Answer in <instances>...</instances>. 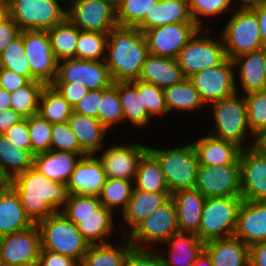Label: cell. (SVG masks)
Returning a JSON list of instances; mask_svg holds the SVG:
<instances>
[{
    "mask_svg": "<svg viewBox=\"0 0 266 266\" xmlns=\"http://www.w3.org/2000/svg\"><path fill=\"white\" fill-rule=\"evenodd\" d=\"M20 32L17 23L9 15L2 20L0 23V54Z\"/></svg>",
    "mask_w": 266,
    "mask_h": 266,
    "instance_id": "cell-59",
    "label": "cell"
},
{
    "mask_svg": "<svg viewBox=\"0 0 266 266\" xmlns=\"http://www.w3.org/2000/svg\"><path fill=\"white\" fill-rule=\"evenodd\" d=\"M37 225L41 235V249L69 256L81 263L90 244L62 212H54Z\"/></svg>",
    "mask_w": 266,
    "mask_h": 266,
    "instance_id": "cell-3",
    "label": "cell"
},
{
    "mask_svg": "<svg viewBox=\"0 0 266 266\" xmlns=\"http://www.w3.org/2000/svg\"><path fill=\"white\" fill-rule=\"evenodd\" d=\"M264 77H265V80H266V48H265V60H264Z\"/></svg>",
    "mask_w": 266,
    "mask_h": 266,
    "instance_id": "cell-70",
    "label": "cell"
},
{
    "mask_svg": "<svg viewBox=\"0 0 266 266\" xmlns=\"http://www.w3.org/2000/svg\"><path fill=\"white\" fill-rule=\"evenodd\" d=\"M51 150L68 151L80 154L82 157L88 155L80 146L76 135L73 133L68 122L52 124Z\"/></svg>",
    "mask_w": 266,
    "mask_h": 266,
    "instance_id": "cell-49",
    "label": "cell"
},
{
    "mask_svg": "<svg viewBox=\"0 0 266 266\" xmlns=\"http://www.w3.org/2000/svg\"><path fill=\"white\" fill-rule=\"evenodd\" d=\"M250 266H266V242H257L250 246Z\"/></svg>",
    "mask_w": 266,
    "mask_h": 266,
    "instance_id": "cell-60",
    "label": "cell"
},
{
    "mask_svg": "<svg viewBox=\"0 0 266 266\" xmlns=\"http://www.w3.org/2000/svg\"><path fill=\"white\" fill-rule=\"evenodd\" d=\"M11 93L7 90L0 88V110L5 111L11 108L10 101Z\"/></svg>",
    "mask_w": 266,
    "mask_h": 266,
    "instance_id": "cell-63",
    "label": "cell"
},
{
    "mask_svg": "<svg viewBox=\"0 0 266 266\" xmlns=\"http://www.w3.org/2000/svg\"><path fill=\"white\" fill-rule=\"evenodd\" d=\"M28 82L29 80L26 77L20 76L12 70L0 68V88L11 93L23 87Z\"/></svg>",
    "mask_w": 266,
    "mask_h": 266,
    "instance_id": "cell-58",
    "label": "cell"
},
{
    "mask_svg": "<svg viewBox=\"0 0 266 266\" xmlns=\"http://www.w3.org/2000/svg\"><path fill=\"white\" fill-rule=\"evenodd\" d=\"M34 223L26 215L18 193L7 183L0 188V234L8 235L29 228Z\"/></svg>",
    "mask_w": 266,
    "mask_h": 266,
    "instance_id": "cell-25",
    "label": "cell"
},
{
    "mask_svg": "<svg viewBox=\"0 0 266 266\" xmlns=\"http://www.w3.org/2000/svg\"><path fill=\"white\" fill-rule=\"evenodd\" d=\"M204 251L213 266H250V246L235 236L205 242Z\"/></svg>",
    "mask_w": 266,
    "mask_h": 266,
    "instance_id": "cell-24",
    "label": "cell"
},
{
    "mask_svg": "<svg viewBox=\"0 0 266 266\" xmlns=\"http://www.w3.org/2000/svg\"><path fill=\"white\" fill-rule=\"evenodd\" d=\"M194 188L205 198L241 196L240 164L199 166Z\"/></svg>",
    "mask_w": 266,
    "mask_h": 266,
    "instance_id": "cell-16",
    "label": "cell"
},
{
    "mask_svg": "<svg viewBox=\"0 0 266 266\" xmlns=\"http://www.w3.org/2000/svg\"><path fill=\"white\" fill-rule=\"evenodd\" d=\"M110 2H112L115 6H117L121 0H108Z\"/></svg>",
    "mask_w": 266,
    "mask_h": 266,
    "instance_id": "cell-72",
    "label": "cell"
},
{
    "mask_svg": "<svg viewBox=\"0 0 266 266\" xmlns=\"http://www.w3.org/2000/svg\"><path fill=\"white\" fill-rule=\"evenodd\" d=\"M192 266H213L208 254L203 250Z\"/></svg>",
    "mask_w": 266,
    "mask_h": 266,
    "instance_id": "cell-64",
    "label": "cell"
},
{
    "mask_svg": "<svg viewBox=\"0 0 266 266\" xmlns=\"http://www.w3.org/2000/svg\"><path fill=\"white\" fill-rule=\"evenodd\" d=\"M24 118L12 108L5 111L0 110V134L9 129L11 126L18 124Z\"/></svg>",
    "mask_w": 266,
    "mask_h": 266,
    "instance_id": "cell-61",
    "label": "cell"
},
{
    "mask_svg": "<svg viewBox=\"0 0 266 266\" xmlns=\"http://www.w3.org/2000/svg\"><path fill=\"white\" fill-rule=\"evenodd\" d=\"M34 156L32 150L18 148L0 134V172L8 182L16 175L33 168Z\"/></svg>",
    "mask_w": 266,
    "mask_h": 266,
    "instance_id": "cell-34",
    "label": "cell"
},
{
    "mask_svg": "<svg viewBox=\"0 0 266 266\" xmlns=\"http://www.w3.org/2000/svg\"><path fill=\"white\" fill-rule=\"evenodd\" d=\"M114 213L101 206L93 215L87 217H67L77 227L82 236L91 244H105L114 228Z\"/></svg>",
    "mask_w": 266,
    "mask_h": 266,
    "instance_id": "cell-33",
    "label": "cell"
},
{
    "mask_svg": "<svg viewBox=\"0 0 266 266\" xmlns=\"http://www.w3.org/2000/svg\"><path fill=\"white\" fill-rule=\"evenodd\" d=\"M241 196L206 198L196 233L202 242L234 236Z\"/></svg>",
    "mask_w": 266,
    "mask_h": 266,
    "instance_id": "cell-5",
    "label": "cell"
},
{
    "mask_svg": "<svg viewBox=\"0 0 266 266\" xmlns=\"http://www.w3.org/2000/svg\"><path fill=\"white\" fill-rule=\"evenodd\" d=\"M0 266H29V265H21V264H0Z\"/></svg>",
    "mask_w": 266,
    "mask_h": 266,
    "instance_id": "cell-71",
    "label": "cell"
},
{
    "mask_svg": "<svg viewBox=\"0 0 266 266\" xmlns=\"http://www.w3.org/2000/svg\"><path fill=\"white\" fill-rule=\"evenodd\" d=\"M45 84L38 80H31L23 87L11 92V108L23 118L38 113L39 99Z\"/></svg>",
    "mask_w": 266,
    "mask_h": 266,
    "instance_id": "cell-41",
    "label": "cell"
},
{
    "mask_svg": "<svg viewBox=\"0 0 266 266\" xmlns=\"http://www.w3.org/2000/svg\"><path fill=\"white\" fill-rule=\"evenodd\" d=\"M0 7H8V0H0Z\"/></svg>",
    "mask_w": 266,
    "mask_h": 266,
    "instance_id": "cell-68",
    "label": "cell"
},
{
    "mask_svg": "<svg viewBox=\"0 0 266 266\" xmlns=\"http://www.w3.org/2000/svg\"><path fill=\"white\" fill-rule=\"evenodd\" d=\"M102 163L95 155L83 156L67 183L68 191L73 195L98 196L106 182Z\"/></svg>",
    "mask_w": 266,
    "mask_h": 266,
    "instance_id": "cell-21",
    "label": "cell"
},
{
    "mask_svg": "<svg viewBox=\"0 0 266 266\" xmlns=\"http://www.w3.org/2000/svg\"><path fill=\"white\" fill-rule=\"evenodd\" d=\"M99 120L107 128L124 121V114L119 98V81L103 89L99 105Z\"/></svg>",
    "mask_w": 266,
    "mask_h": 266,
    "instance_id": "cell-46",
    "label": "cell"
},
{
    "mask_svg": "<svg viewBox=\"0 0 266 266\" xmlns=\"http://www.w3.org/2000/svg\"><path fill=\"white\" fill-rule=\"evenodd\" d=\"M0 183H1L2 185H5V184L8 183V181L2 176L1 172H0Z\"/></svg>",
    "mask_w": 266,
    "mask_h": 266,
    "instance_id": "cell-69",
    "label": "cell"
},
{
    "mask_svg": "<svg viewBox=\"0 0 266 266\" xmlns=\"http://www.w3.org/2000/svg\"><path fill=\"white\" fill-rule=\"evenodd\" d=\"M170 197L169 192L151 193L134 188L122 214L123 221L130 226V232Z\"/></svg>",
    "mask_w": 266,
    "mask_h": 266,
    "instance_id": "cell-32",
    "label": "cell"
},
{
    "mask_svg": "<svg viewBox=\"0 0 266 266\" xmlns=\"http://www.w3.org/2000/svg\"><path fill=\"white\" fill-rule=\"evenodd\" d=\"M249 8L257 17L262 44L266 48V2L252 5Z\"/></svg>",
    "mask_w": 266,
    "mask_h": 266,
    "instance_id": "cell-62",
    "label": "cell"
},
{
    "mask_svg": "<svg viewBox=\"0 0 266 266\" xmlns=\"http://www.w3.org/2000/svg\"><path fill=\"white\" fill-rule=\"evenodd\" d=\"M30 266H40V264L36 263V264L30 265Z\"/></svg>",
    "mask_w": 266,
    "mask_h": 266,
    "instance_id": "cell-74",
    "label": "cell"
},
{
    "mask_svg": "<svg viewBox=\"0 0 266 266\" xmlns=\"http://www.w3.org/2000/svg\"><path fill=\"white\" fill-rule=\"evenodd\" d=\"M8 16V7H0V23Z\"/></svg>",
    "mask_w": 266,
    "mask_h": 266,
    "instance_id": "cell-67",
    "label": "cell"
},
{
    "mask_svg": "<svg viewBox=\"0 0 266 266\" xmlns=\"http://www.w3.org/2000/svg\"><path fill=\"white\" fill-rule=\"evenodd\" d=\"M159 0H121L116 6L119 26L137 27Z\"/></svg>",
    "mask_w": 266,
    "mask_h": 266,
    "instance_id": "cell-47",
    "label": "cell"
},
{
    "mask_svg": "<svg viewBox=\"0 0 266 266\" xmlns=\"http://www.w3.org/2000/svg\"><path fill=\"white\" fill-rule=\"evenodd\" d=\"M73 107L51 84L45 85L39 99L38 113L52 124L68 122Z\"/></svg>",
    "mask_w": 266,
    "mask_h": 266,
    "instance_id": "cell-37",
    "label": "cell"
},
{
    "mask_svg": "<svg viewBox=\"0 0 266 266\" xmlns=\"http://www.w3.org/2000/svg\"><path fill=\"white\" fill-rule=\"evenodd\" d=\"M122 266H163L159 252L149 249L132 248L126 255Z\"/></svg>",
    "mask_w": 266,
    "mask_h": 266,
    "instance_id": "cell-53",
    "label": "cell"
},
{
    "mask_svg": "<svg viewBox=\"0 0 266 266\" xmlns=\"http://www.w3.org/2000/svg\"><path fill=\"white\" fill-rule=\"evenodd\" d=\"M68 124L76 135L81 148L88 155H94L103 148L102 140L108 129L99 119L73 112Z\"/></svg>",
    "mask_w": 266,
    "mask_h": 266,
    "instance_id": "cell-31",
    "label": "cell"
},
{
    "mask_svg": "<svg viewBox=\"0 0 266 266\" xmlns=\"http://www.w3.org/2000/svg\"><path fill=\"white\" fill-rule=\"evenodd\" d=\"M40 251V230L37 223H34L27 229L3 236L0 264L30 266L38 263Z\"/></svg>",
    "mask_w": 266,
    "mask_h": 266,
    "instance_id": "cell-18",
    "label": "cell"
},
{
    "mask_svg": "<svg viewBox=\"0 0 266 266\" xmlns=\"http://www.w3.org/2000/svg\"><path fill=\"white\" fill-rule=\"evenodd\" d=\"M148 54L144 33L137 27H114L108 33L105 58L113 83L138 80Z\"/></svg>",
    "mask_w": 266,
    "mask_h": 266,
    "instance_id": "cell-2",
    "label": "cell"
},
{
    "mask_svg": "<svg viewBox=\"0 0 266 266\" xmlns=\"http://www.w3.org/2000/svg\"><path fill=\"white\" fill-rule=\"evenodd\" d=\"M257 145L266 152V133L258 139Z\"/></svg>",
    "mask_w": 266,
    "mask_h": 266,
    "instance_id": "cell-66",
    "label": "cell"
},
{
    "mask_svg": "<svg viewBox=\"0 0 266 266\" xmlns=\"http://www.w3.org/2000/svg\"><path fill=\"white\" fill-rule=\"evenodd\" d=\"M241 1V7H250L252 5L255 4H259V3H265L266 0H239V2Z\"/></svg>",
    "mask_w": 266,
    "mask_h": 266,
    "instance_id": "cell-65",
    "label": "cell"
},
{
    "mask_svg": "<svg viewBox=\"0 0 266 266\" xmlns=\"http://www.w3.org/2000/svg\"><path fill=\"white\" fill-rule=\"evenodd\" d=\"M31 150L34 154L51 150L52 123L42 118L39 114L27 118Z\"/></svg>",
    "mask_w": 266,
    "mask_h": 266,
    "instance_id": "cell-48",
    "label": "cell"
},
{
    "mask_svg": "<svg viewBox=\"0 0 266 266\" xmlns=\"http://www.w3.org/2000/svg\"><path fill=\"white\" fill-rule=\"evenodd\" d=\"M247 103L248 124L254 143L266 133V90L252 92L244 96Z\"/></svg>",
    "mask_w": 266,
    "mask_h": 266,
    "instance_id": "cell-45",
    "label": "cell"
},
{
    "mask_svg": "<svg viewBox=\"0 0 266 266\" xmlns=\"http://www.w3.org/2000/svg\"><path fill=\"white\" fill-rule=\"evenodd\" d=\"M232 1L234 0H188L191 16L200 28H203L199 19L201 15L210 17L229 12Z\"/></svg>",
    "mask_w": 266,
    "mask_h": 266,
    "instance_id": "cell-52",
    "label": "cell"
},
{
    "mask_svg": "<svg viewBox=\"0 0 266 266\" xmlns=\"http://www.w3.org/2000/svg\"><path fill=\"white\" fill-rule=\"evenodd\" d=\"M185 79L177 59L148 54L143 64L139 81L159 88L181 83Z\"/></svg>",
    "mask_w": 266,
    "mask_h": 266,
    "instance_id": "cell-23",
    "label": "cell"
},
{
    "mask_svg": "<svg viewBox=\"0 0 266 266\" xmlns=\"http://www.w3.org/2000/svg\"><path fill=\"white\" fill-rule=\"evenodd\" d=\"M54 82L81 83L89 91L106 89L113 83L105 60L77 58L58 61V72Z\"/></svg>",
    "mask_w": 266,
    "mask_h": 266,
    "instance_id": "cell-15",
    "label": "cell"
},
{
    "mask_svg": "<svg viewBox=\"0 0 266 266\" xmlns=\"http://www.w3.org/2000/svg\"><path fill=\"white\" fill-rule=\"evenodd\" d=\"M147 150L148 147L141 144H116L104 150L97 158L102 163L107 178L134 181L139 161Z\"/></svg>",
    "mask_w": 266,
    "mask_h": 266,
    "instance_id": "cell-19",
    "label": "cell"
},
{
    "mask_svg": "<svg viewBox=\"0 0 266 266\" xmlns=\"http://www.w3.org/2000/svg\"><path fill=\"white\" fill-rule=\"evenodd\" d=\"M257 144L242 149L239 157L243 200H266V152Z\"/></svg>",
    "mask_w": 266,
    "mask_h": 266,
    "instance_id": "cell-14",
    "label": "cell"
},
{
    "mask_svg": "<svg viewBox=\"0 0 266 266\" xmlns=\"http://www.w3.org/2000/svg\"><path fill=\"white\" fill-rule=\"evenodd\" d=\"M103 89L89 91L73 108V112L99 119Z\"/></svg>",
    "mask_w": 266,
    "mask_h": 266,
    "instance_id": "cell-54",
    "label": "cell"
},
{
    "mask_svg": "<svg viewBox=\"0 0 266 266\" xmlns=\"http://www.w3.org/2000/svg\"><path fill=\"white\" fill-rule=\"evenodd\" d=\"M234 236L249 246L266 242V200L242 201Z\"/></svg>",
    "mask_w": 266,
    "mask_h": 266,
    "instance_id": "cell-20",
    "label": "cell"
},
{
    "mask_svg": "<svg viewBox=\"0 0 266 266\" xmlns=\"http://www.w3.org/2000/svg\"><path fill=\"white\" fill-rule=\"evenodd\" d=\"M234 69L233 60L227 57L218 66L206 68L189 77L204 105L220 101L238 91Z\"/></svg>",
    "mask_w": 266,
    "mask_h": 266,
    "instance_id": "cell-13",
    "label": "cell"
},
{
    "mask_svg": "<svg viewBox=\"0 0 266 266\" xmlns=\"http://www.w3.org/2000/svg\"><path fill=\"white\" fill-rule=\"evenodd\" d=\"M222 38L230 59L264 48L257 17L249 7H240L234 12L222 31Z\"/></svg>",
    "mask_w": 266,
    "mask_h": 266,
    "instance_id": "cell-8",
    "label": "cell"
},
{
    "mask_svg": "<svg viewBox=\"0 0 266 266\" xmlns=\"http://www.w3.org/2000/svg\"><path fill=\"white\" fill-rule=\"evenodd\" d=\"M119 98L124 120H129L136 127L147 126L150 119L138 91V80L119 81Z\"/></svg>",
    "mask_w": 266,
    "mask_h": 266,
    "instance_id": "cell-35",
    "label": "cell"
},
{
    "mask_svg": "<svg viewBox=\"0 0 266 266\" xmlns=\"http://www.w3.org/2000/svg\"><path fill=\"white\" fill-rule=\"evenodd\" d=\"M3 135L6 136L16 147L31 150L27 118H24L18 124L11 126Z\"/></svg>",
    "mask_w": 266,
    "mask_h": 266,
    "instance_id": "cell-55",
    "label": "cell"
},
{
    "mask_svg": "<svg viewBox=\"0 0 266 266\" xmlns=\"http://www.w3.org/2000/svg\"><path fill=\"white\" fill-rule=\"evenodd\" d=\"M81 158L80 154L49 150L35 154L34 168L51 180L67 184Z\"/></svg>",
    "mask_w": 266,
    "mask_h": 266,
    "instance_id": "cell-26",
    "label": "cell"
},
{
    "mask_svg": "<svg viewBox=\"0 0 266 266\" xmlns=\"http://www.w3.org/2000/svg\"><path fill=\"white\" fill-rule=\"evenodd\" d=\"M121 247L110 243L91 244L80 266H122L128 252L133 248L128 236Z\"/></svg>",
    "mask_w": 266,
    "mask_h": 266,
    "instance_id": "cell-39",
    "label": "cell"
},
{
    "mask_svg": "<svg viewBox=\"0 0 266 266\" xmlns=\"http://www.w3.org/2000/svg\"><path fill=\"white\" fill-rule=\"evenodd\" d=\"M108 33L82 31L79 29V38L76 46V58L83 60L101 61L106 58Z\"/></svg>",
    "mask_w": 266,
    "mask_h": 266,
    "instance_id": "cell-44",
    "label": "cell"
},
{
    "mask_svg": "<svg viewBox=\"0 0 266 266\" xmlns=\"http://www.w3.org/2000/svg\"><path fill=\"white\" fill-rule=\"evenodd\" d=\"M134 188L151 193L169 192L160 163L149 150L139 161Z\"/></svg>",
    "mask_w": 266,
    "mask_h": 266,
    "instance_id": "cell-36",
    "label": "cell"
},
{
    "mask_svg": "<svg viewBox=\"0 0 266 266\" xmlns=\"http://www.w3.org/2000/svg\"><path fill=\"white\" fill-rule=\"evenodd\" d=\"M18 193L26 215L33 223L46 219L66 204L69 198L66 183H59L41 174L34 167L8 182Z\"/></svg>",
    "mask_w": 266,
    "mask_h": 266,
    "instance_id": "cell-1",
    "label": "cell"
},
{
    "mask_svg": "<svg viewBox=\"0 0 266 266\" xmlns=\"http://www.w3.org/2000/svg\"><path fill=\"white\" fill-rule=\"evenodd\" d=\"M164 243H168L170 252L159 253L163 266H192L204 250V242L193 232H177Z\"/></svg>",
    "mask_w": 266,
    "mask_h": 266,
    "instance_id": "cell-27",
    "label": "cell"
},
{
    "mask_svg": "<svg viewBox=\"0 0 266 266\" xmlns=\"http://www.w3.org/2000/svg\"><path fill=\"white\" fill-rule=\"evenodd\" d=\"M148 150L160 163L170 195L195 187L199 162L192 143L173 149L148 147Z\"/></svg>",
    "mask_w": 266,
    "mask_h": 266,
    "instance_id": "cell-4",
    "label": "cell"
},
{
    "mask_svg": "<svg viewBox=\"0 0 266 266\" xmlns=\"http://www.w3.org/2000/svg\"><path fill=\"white\" fill-rule=\"evenodd\" d=\"M51 85L59 91L73 108L89 92L81 83L53 82Z\"/></svg>",
    "mask_w": 266,
    "mask_h": 266,
    "instance_id": "cell-56",
    "label": "cell"
},
{
    "mask_svg": "<svg viewBox=\"0 0 266 266\" xmlns=\"http://www.w3.org/2000/svg\"><path fill=\"white\" fill-rule=\"evenodd\" d=\"M98 196L70 194L61 212L66 217H87L101 207Z\"/></svg>",
    "mask_w": 266,
    "mask_h": 266,
    "instance_id": "cell-51",
    "label": "cell"
},
{
    "mask_svg": "<svg viewBox=\"0 0 266 266\" xmlns=\"http://www.w3.org/2000/svg\"><path fill=\"white\" fill-rule=\"evenodd\" d=\"M3 235L0 234V253H1V244H2Z\"/></svg>",
    "mask_w": 266,
    "mask_h": 266,
    "instance_id": "cell-73",
    "label": "cell"
},
{
    "mask_svg": "<svg viewBox=\"0 0 266 266\" xmlns=\"http://www.w3.org/2000/svg\"><path fill=\"white\" fill-rule=\"evenodd\" d=\"M59 0H8V15L22 30H49L67 18Z\"/></svg>",
    "mask_w": 266,
    "mask_h": 266,
    "instance_id": "cell-7",
    "label": "cell"
},
{
    "mask_svg": "<svg viewBox=\"0 0 266 266\" xmlns=\"http://www.w3.org/2000/svg\"><path fill=\"white\" fill-rule=\"evenodd\" d=\"M234 67L239 69V79L246 94L266 90L264 77L265 47L241 54L232 59Z\"/></svg>",
    "mask_w": 266,
    "mask_h": 266,
    "instance_id": "cell-30",
    "label": "cell"
},
{
    "mask_svg": "<svg viewBox=\"0 0 266 266\" xmlns=\"http://www.w3.org/2000/svg\"><path fill=\"white\" fill-rule=\"evenodd\" d=\"M200 27L195 22H182L145 30L150 54L177 59L182 48Z\"/></svg>",
    "mask_w": 266,
    "mask_h": 266,
    "instance_id": "cell-17",
    "label": "cell"
},
{
    "mask_svg": "<svg viewBox=\"0 0 266 266\" xmlns=\"http://www.w3.org/2000/svg\"><path fill=\"white\" fill-rule=\"evenodd\" d=\"M199 28L180 51L177 61L185 78L221 64L226 58L224 41L200 35Z\"/></svg>",
    "mask_w": 266,
    "mask_h": 266,
    "instance_id": "cell-10",
    "label": "cell"
},
{
    "mask_svg": "<svg viewBox=\"0 0 266 266\" xmlns=\"http://www.w3.org/2000/svg\"><path fill=\"white\" fill-rule=\"evenodd\" d=\"M177 232H179L177 209L174 200L170 197L129 234L126 232L125 234L133 248L147 249V245L164 243Z\"/></svg>",
    "mask_w": 266,
    "mask_h": 266,
    "instance_id": "cell-9",
    "label": "cell"
},
{
    "mask_svg": "<svg viewBox=\"0 0 266 266\" xmlns=\"http://www.w3.org/2000/svg\"><path fill=\"white\" fill-rule=\"evenodd\" d=\"M67 18L80 30L109 33L118 26L117 8L108 0H70Z\"/></svg>",
    "mask_w": 266,
    "mask_h": 266,
    "instance_id": "cell-11",
    "label": "cell"
},
{
    "mask_svg": "<svg viewBox=\"0 0 266 266\" xmlns=\"http://www.w3.org/2000/svg\"><path fill=\"white\" fill-rule=\"evenodd\" d=\"M38 263L40 266H80V263L69 256L41 249Z\"/></svg>",
    "mask_w": 266,
    "mask_h": 266,
    "instance_id": "cell-57",
    "label": "cell"
},
{
    "mask_svg": "<svg viewBox=\"0 0 266 266\" xmlns=\"http://www.w3.org/2000/svg\"><path fill=\"white\" fill-rule=\"evenodd\" d=\"M52 51L58 61L76 58L79 28L68 18L47 30Z\"/></svg>",
    "mask_w": 266,
    "mask_h": 266,
    "instance_id": "cell-38",
    "label": "cell"
},
{
    "mask_svg": "<svg viewBox=\"0 0 266 266\" xmlns=\"http://www.w3.org/2000/svg\"><path fill=\"white\" fill-rule=\"evenodd\" d=\"M163 91L168 112L172 110L191 111L200 109L204 105L199 92L189 78H185L181 83L167 87Z\"/></svg>",
    "mask_w": 266,
    "mask_h": 266,
    "instance_id": "cell-40",
    "label": "cell"
},
{
    "mask_svg": "<svg viewBox=\"0 0 266 266\" xmlns=\"http://www.w3.org/2000/svg\"><path fill=\"white\" fill-rule=\"evenodd\" d=\"M199 166L240 164L242 148L235 143L216 138L210 134L192 142Z\"/></svg>",
    "mask_w": 266,
    "mask_h": 266,
    "instance_id": "cell-22",
    "label": "cell"
},
{
    "mask_svg": "<svg viewBox=\"0 0 266 266\" xmlns=\"http://www.w3.org/2000/svg\"><path fill=\"white\" fill-rule=\"evenodd\" d=\"M23 45L31 68V80L52 84L57 77L58 60L52 51L47 31L23 30Z\"/></svg>",
    "mask_w": 266,
    "mask_h": 266,
    "instance_id": "cell-12",
    "label": "cell"
},
{
    "mask_svg": "<svg viewBox=\"0 0 266 266\" xmlns=\"http://www.w3.org/2000/svg\"><path fill=\"white\" fill-rule=\"evenodd\" d=\"M134 181L118 178H107L98 198L101 205L113 212L114 207L122 205L123 212L126 210L132 191Z\"/></svg>",
    "mask_w": 266,
    "mask_h": 266,
    "instance_id": "cell-42",
    "label": "cell"
},
{
    "mask_svg": "<svg viewBox=\"0 0 266 266\" xmlns=\"http://www.w3.org/2000/svg\"><path fill=\"white\" fill-rule=\"evenodd\" d=\"M177 209L179 232L197 233L206 198L195 188L180 190L171 195Z\"/></svg>",
    "mask_w": 266,
    "mask_h": 266,
    "instance_id": "cell-29",
    "label": "cell"
},
{
    "mask_svg": "<svg viewBox=\"0 0 266 266\" xmlns=\"http://www.w3.org/2000/svg\"><path fill=\"white\" fill-rule=\"evenodd\" d=\"M0 68L12 70L31 81V68L23 45V30L0 54Z\"/></svg>",
    "mask_w": 266,
    "mask_h": 266,
    "instance_id": "cell-43",
    "label": "cell"
},
{
    "mask_svg": "<svg viewBox=\"0 0 266 266\" xmlns=\"http://www.w3.org/2000/svg\"><path fill=\"white\" fill-rule=\"evenodd\" d=\"M194 22L188 0H159L137 28L144 32L173 23Z\"/></svg>",
    "mask_w": 266,
    "mask_h": 266,
    "instance_id": "cell-28",
    "label": "cell"
},
{
    "mask_svg": "<svg viewBox=\"0 0 266 266\" xmlns=\"http://www.w3.org/2000/svg\"><path fill=\"white\" fill-rule=\"evenodd\" d=\"M138 91L142 94L143 105L147 109L149 119L155 115L168 113L162 88L138 80Z\"/></svg>",
    "mask_w": 266,
    "mask_h": 266,
    "instance_id": "cell-50",
    "label": "cell"
},
{
    "mask_svg": "<svg viewBox=\"0 0 266 266\" xmlns=\"http://www.w3.org/2000/svg\"><path fill=\"white\" fill-rule=\"evenodd\" d=\"M238 91L233 95L211 104L213 109L214 130L208 134L240 146L246 139L248 124L247 103L245 97L238 98Z\"/></svg>",
    "mask_w": 266,
    "mask_h": 266,
    "instance_id": "cell-6",
    "label": "cell"
}]
</instances>
